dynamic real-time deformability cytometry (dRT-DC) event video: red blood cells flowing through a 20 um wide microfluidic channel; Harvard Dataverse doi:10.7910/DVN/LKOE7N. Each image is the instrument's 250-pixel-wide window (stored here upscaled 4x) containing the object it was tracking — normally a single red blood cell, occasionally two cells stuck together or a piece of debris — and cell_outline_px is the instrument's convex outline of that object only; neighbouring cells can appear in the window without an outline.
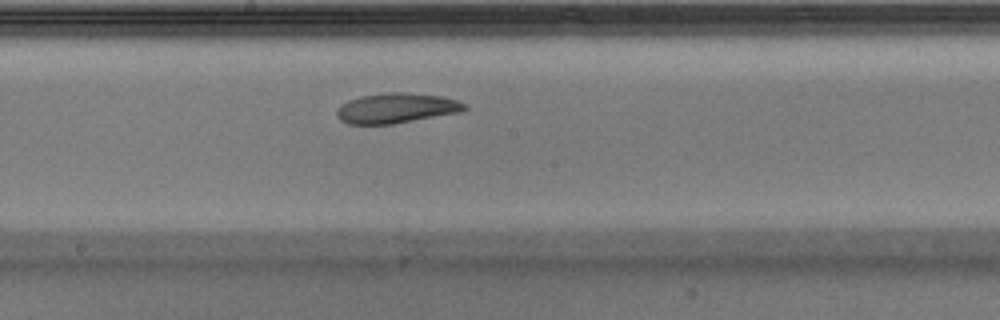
{"species": "Egyptian fruit bat (a non-hibernating species)", "species_latin": "Rousettus aegyptiacus", "temperature_condition": "warm", "stored_images_in_passage": 35, "camera_frame_rate_fps": 3000, "um_per_image_px": 0.085, "animal": {"sex": "male"}, "frame": {"image": 1, "passage_image": 20, "time_ms": 6.333, "image_size_px": [1000, 320], "cell_outline_px": [[468, 108], [460, 112], [392, 124], [348, 124], [340, 120], [336, 116], [336, 112], [340, 104], [348, 100], [360, 96], [384, 92], [404, 92], [444, 96], [456, 100], [464, 104]], "centroid_in_image_um": [33.65, 9.18], "position_along_channel_um": 214.5, "area_um2": 22.48}}